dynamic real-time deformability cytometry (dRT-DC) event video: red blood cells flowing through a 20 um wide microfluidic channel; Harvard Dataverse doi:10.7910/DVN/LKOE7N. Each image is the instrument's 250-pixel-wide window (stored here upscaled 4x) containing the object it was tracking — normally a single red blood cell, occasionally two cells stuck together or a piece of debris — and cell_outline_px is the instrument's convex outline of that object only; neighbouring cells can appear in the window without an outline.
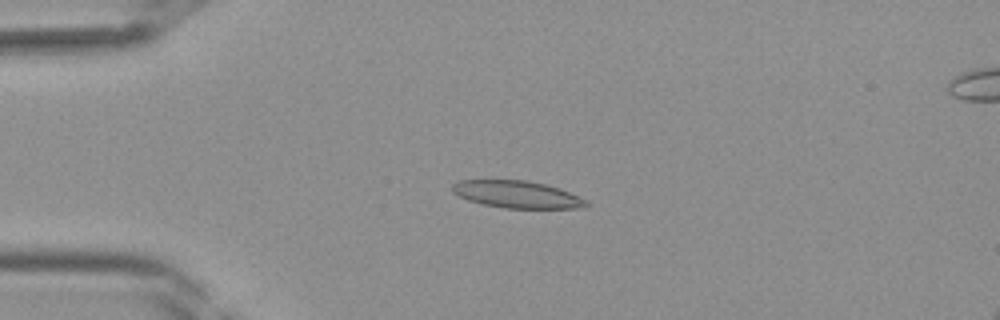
{"species": "Egyptian fruit bat (a non-hibernating species)", "species_latin": "Rousettus aegyptiacus", "temperature_condition": "room temperature", "stored_images_in_passage": 39, "camera_frame_rate_fps": 3000, "um_per_image_px": 0.085, "frame": {"image": 1, "passage_image": 8, "time_ms": 2.333, "image_size_px": [1000, 320], "cell_outline_px": [[588, 204], [584, 208], [504, 208], [484, 204], [468, 200], [452, 192], [452, 184], [460, 180], [528, 180], [560, 188], [588, 200]], "centroid_in_image_um": [43.97, 16.52], "position_along_channel_um": 41.0, "area_um2": 21.21}}
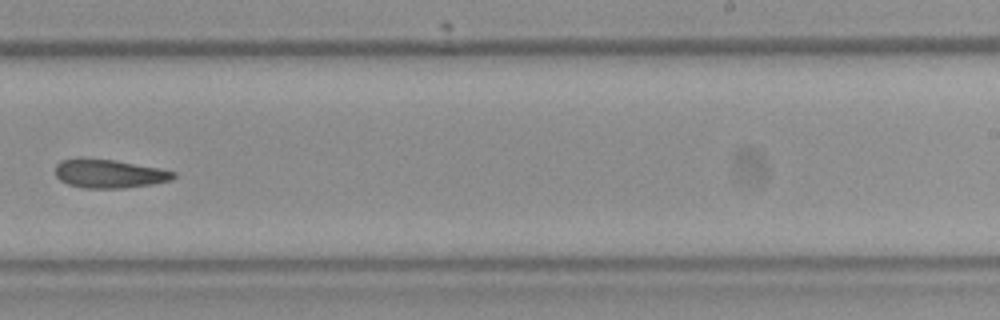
{"frame": {"image": 2, "passage_image": 24, "time_ms": 7.667, "image_size_px": [1000, 320], "cell_outline_px": [[176, 176], [172, 180], [152, 184], [120, 188], [84, 188], [68, 184], [60, 180], [56, 176], [56, 164], [60, 160], [76, 156], [80, 156], [112, 160], [160, 168], [176, 172]], "centroid_in_image_um": [9.23, 14.74], "position_along_channel_um": 279.8, "area_um2": 20.0}}
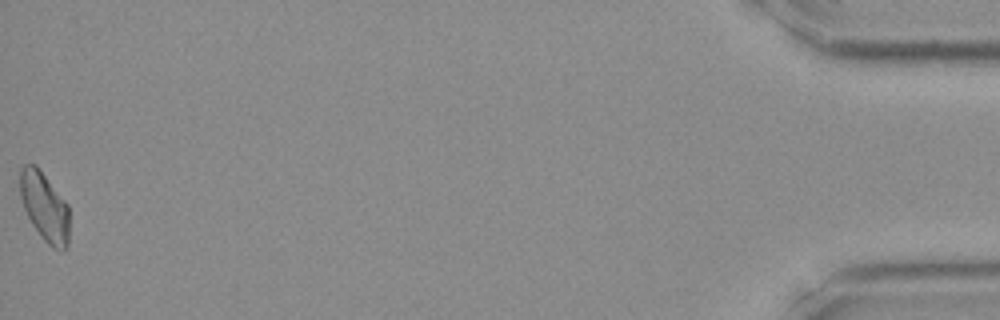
{"frame": {"image": 3, "passage_image": 39, "time_ms": 12.667, "image_size_px": [1000, 320], "cell_outline_px": [[68, 244], [64, 252], [52, 248], [44, 240], [32, 224], [24, 208], [20, 196], [20, 168], [24, 164], [36, 164], [68, 204]], "centroid_in_image_um": [3.79, 17.57], "position_along_channel_um": 431.4, "area_um2": 19.83}}